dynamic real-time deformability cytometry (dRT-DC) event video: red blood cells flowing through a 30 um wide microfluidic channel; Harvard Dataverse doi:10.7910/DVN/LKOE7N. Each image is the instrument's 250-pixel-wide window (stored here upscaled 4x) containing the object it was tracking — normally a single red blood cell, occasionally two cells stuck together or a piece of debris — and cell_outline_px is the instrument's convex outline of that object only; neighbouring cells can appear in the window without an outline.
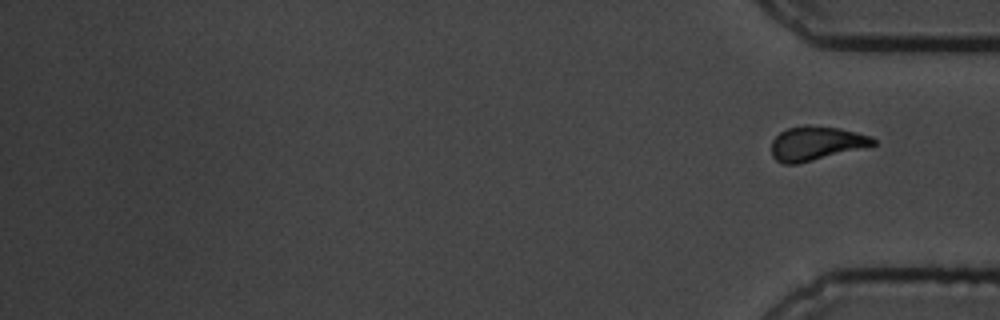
{"species": "common noctule bat (a hibernating species)", "species_latin": "Nyctalus noctula", "temperature_condition": "cold", "stored_images_in_passage": 12, "segment_of_instrument_passage": [2, 2], "camera_frame_rate_fps": 3000, "um_per_image_px": 0.085, "animal": {"sex": "male", "body_mass_g": 19.5, "forearm_length_mm": 54.6}, "frame": {"image": 1, "passage_image": 12, "time_ms": 14.0, "image_size_px": [1000, 320], "cell_outline_px": [[876, 144], [796, 164], [784, 164], [776, 160], [772, 156], [772, 140], [780, 132], [788, 128], [804, 124], [808, 124], [840, 128], [872, 136], [876, 140]], "centroid_in_image_um": [69.34, 12.16], "position_along_channel_um": 365.9, "area_um2": 20.0}}